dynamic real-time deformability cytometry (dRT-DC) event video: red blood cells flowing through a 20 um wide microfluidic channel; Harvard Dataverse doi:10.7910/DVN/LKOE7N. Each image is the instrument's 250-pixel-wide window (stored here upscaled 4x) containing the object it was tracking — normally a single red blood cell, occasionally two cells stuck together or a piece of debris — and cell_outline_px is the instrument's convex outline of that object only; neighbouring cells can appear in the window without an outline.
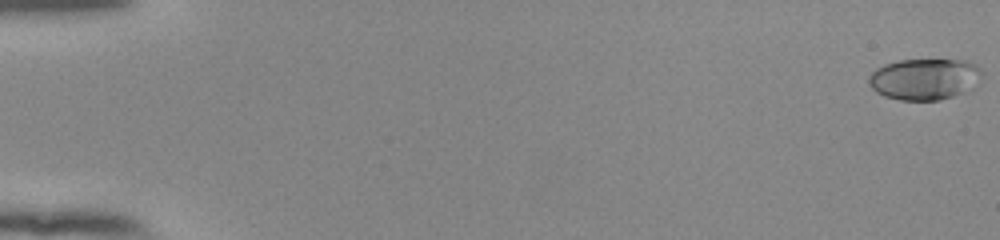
{"species": "human", "species_latin": "Homo sapiens", "temperature_condition": "room temperature", "stored_images_in_passage": 55, "camera_frame_rate_fps": 3000, "um_per_image_px": 0.085, "donor": {"sex": "female"}, "frame": {"image": 1, "passage_image": 1, "time_ms": 0.0, "image_size_px": [1000, 240], "cell_outline_px": [[984, 72], [960, 92], [952, 96], [940, 100], [900, 100], [884, 96], [876, 92], [868, 84], [868, 80], [872, 72], [876, 68], [884, 64], [900, 60], [968, 60], [976, 64]], "centroid_in_image_um": [78.49, 6.7], "position_along_channel_um": 6.5, "area_um2": 26.7}}
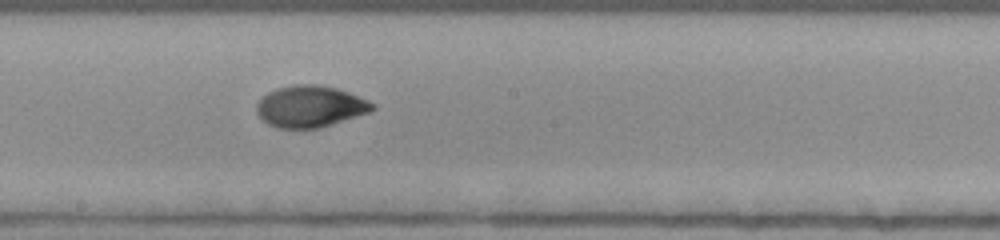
{"frame": {"image": 2, "passage_image": 32, "time_ms": 10.333, "image_size_px": [1000, 240], "cell_outline_px": [[376, 108], [368, 112], [320, 128], [276, 128], [268, 124], [256, 112], [256, 104], [268, 92], [276, 88], [296, 84], [316, 84], [336, 88], [348, 92], [368, 100], [376, 104]], "centroid_in_image_um": [26.36, 9.04], "position_along_channel_um": 221.8, "area_um2": 27.92}}
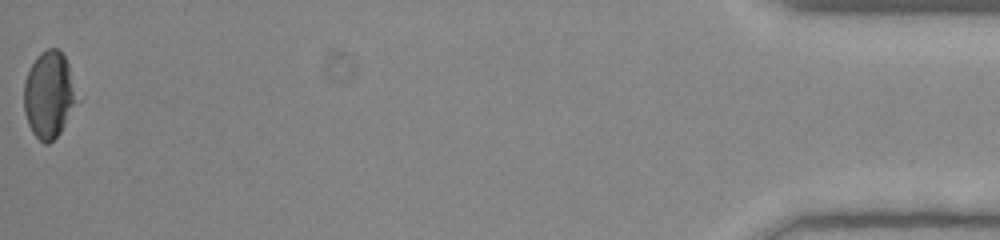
{"frame": {"image": 3, "passage_image": 55, "time_ms": 18.0, "image_size_px": [1000, 240], "cell_outline_px": [[72, 104], [64, 124], [60, 132], [48, 144], [44, 144], [32, 132], [28, 124], [24, 112], [24, 80], [36, 56], [40, 52], [48, 48], [56, 48], [64, 56], [68, 64], [72, 88]], "centroid_in_image_um": [4.06, 8.04], "position_along_channel_um": 431.1, "area_um2": 25.43}, "authors_computed_cell_mechanics": {"area_um2": 27.0504, "velocity_mm_per_s": 3.8984, "shape_relaxation_time_tau1_ms": 6.1644, "shape_relaxation_time_tau2_ms": 1.7577, "deformation_change_tau1": 0.2098, "deformation_change_tau2": 0.0465}}